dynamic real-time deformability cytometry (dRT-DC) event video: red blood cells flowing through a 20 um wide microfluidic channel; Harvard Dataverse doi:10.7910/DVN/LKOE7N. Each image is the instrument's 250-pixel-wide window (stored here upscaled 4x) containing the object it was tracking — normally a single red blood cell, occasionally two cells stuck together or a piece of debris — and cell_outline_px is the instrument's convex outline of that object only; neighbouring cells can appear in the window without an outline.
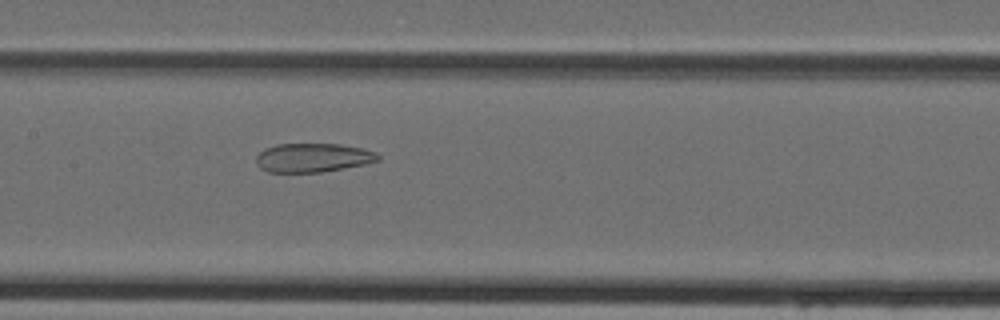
{"species": "Egyptian fruit bat (a non-hibernating species)", "species_latin": "Rousettus aegyptiacus", "temperature_condition": "cold", "stored_images_in_passage": 38, "camera_frame_rate_fps": 3000, "um_per_image_px": 0.085, "animal": {"sex": "female"}, "frame": {"image": 1, "passage_image": 19, "time_ms": 6.0, "image_size_px": [1000, 320], "cell_outline_px": [[380, 160], [364, 164], [320, 172], [268, 172], [260, 168], [256, 164], [256, 156], [264, 148], [276, 144], [340, 144], [360, 148], [376, 152], [380, 156]], "centroid_in_image_um": [26.56, 13.4], "position_along_channel_um": 180.8, "area_um2": 20.46}}
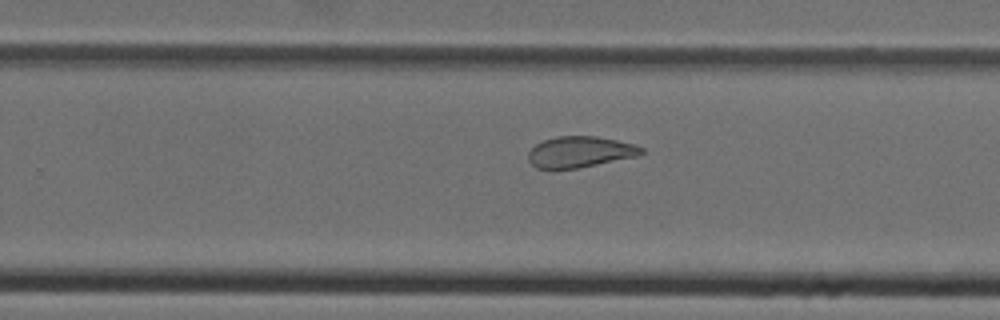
{"frame": {"image": 2, "passage_image": 26, "time_ms": 8.333, "image_size_px": [1000, 320], "cell_outline_px": [[644, 152], [640, 156], [580, 168], [536, 168], [528, 160], [528, 152], [536, 144], [544, 140], [556, 136], [596, 136], [616, 140], [632, 144], [644, 148]], "centroid_in_image_um": [49.33, 12.91], "position_along_channel_um": 280.5, "area_um2": 20.52}}
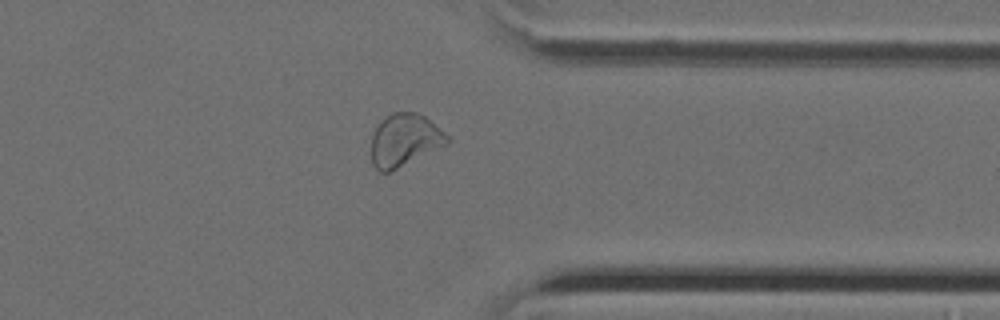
{"frame": {"image": 3, "passage_image": 33, "time_ms": 10.667, "image_size_px": [1000, 320], "cell_outline_px": [[452, 140], [448, 144], [388, 172], [380, 172], [372, 164], [372, 136], [376, 128], [392, 112], [416, 112], [424, 116], [444, 132]], "centroid_in_image_um": [34.41, 11.91], "position_along_channel_um": 377.0, "area_um2": 22.77}}